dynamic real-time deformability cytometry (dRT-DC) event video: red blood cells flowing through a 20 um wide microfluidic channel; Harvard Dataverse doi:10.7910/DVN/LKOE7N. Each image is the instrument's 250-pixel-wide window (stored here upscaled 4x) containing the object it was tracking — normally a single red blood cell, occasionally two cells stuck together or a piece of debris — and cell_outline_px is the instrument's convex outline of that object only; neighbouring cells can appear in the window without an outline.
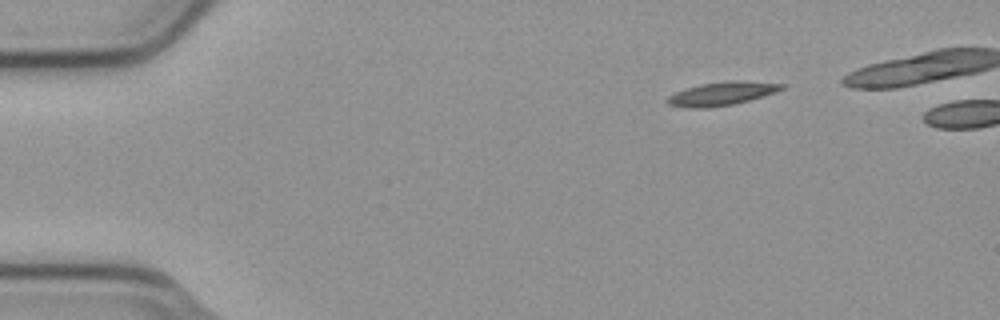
{"species": "common noctule bat (a hibernating species)", "species_latin": "Nyctalus noctula", "temperature_condition": "cold", "stored_images_in_passage": 2, "camera_frame_rate_fps": 3000, "um_per_image_px": 0.085, "animal": {"sex": "male", "body_mass_g": 23.1, "forearm_length_mm": 52.7}, "frame": {"image": 1, "passage_image": 1, "time_ms": 0.0, "image_size_px": [1000, 320], "cell_outline_px": [[788, 84], [784, 88], [776, 92], [764, 96], [732, 104], [708, 108], [688, 108], [668, 104], [668, 96], [676, 92], [700, 84], [728, 80], [744, 80]], "centroid_in_image_um": [61.42, 7.94], "position_along_channel_um": 23.6, "area_um2": 15.66}}